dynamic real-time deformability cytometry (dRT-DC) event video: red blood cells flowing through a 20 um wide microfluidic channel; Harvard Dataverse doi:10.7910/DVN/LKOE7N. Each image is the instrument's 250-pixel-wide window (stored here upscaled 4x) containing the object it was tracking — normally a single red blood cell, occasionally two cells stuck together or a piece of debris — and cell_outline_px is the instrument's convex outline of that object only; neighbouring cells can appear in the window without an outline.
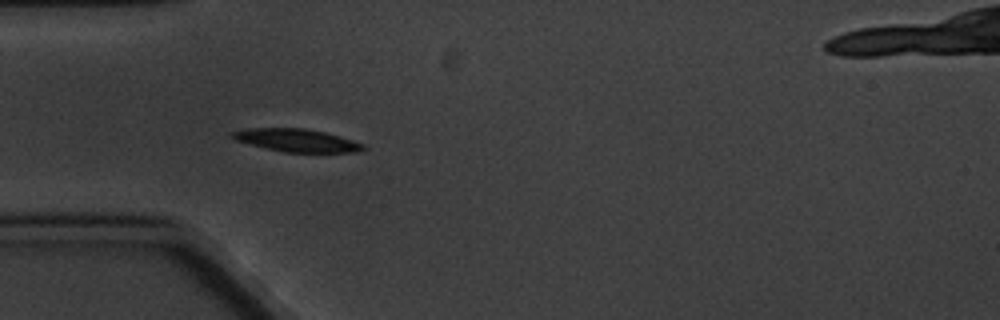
{"species": "common noctule bat (a hibernating species)", "species_latin": "Nyctalus noctula", "temperature_condition": "cold", "stored_images_in_passage": 6, "camera_frame_rate_fps": 3000, "um_per_image_px": 0.085, "animal": {"sex": "male", "body_mass_g": 20.1, "forearm_length_mm": 53.5}, "frame": {"image": 1, "passage_image": 5, "time_ms": 5.333, "image_size_px": [1000, 320], "cell_outline_px": [[368, 148], [356, 152], [284, 152], [236, 140], [228, 136], [232, 132], [248, 128], [304, 128], [324, 132], [340, 136], [364, 144]], "centroid_in_image_um": [25.25, 11.92], "position_along_channel_um": 59.8, "area_um2": 17.22}}